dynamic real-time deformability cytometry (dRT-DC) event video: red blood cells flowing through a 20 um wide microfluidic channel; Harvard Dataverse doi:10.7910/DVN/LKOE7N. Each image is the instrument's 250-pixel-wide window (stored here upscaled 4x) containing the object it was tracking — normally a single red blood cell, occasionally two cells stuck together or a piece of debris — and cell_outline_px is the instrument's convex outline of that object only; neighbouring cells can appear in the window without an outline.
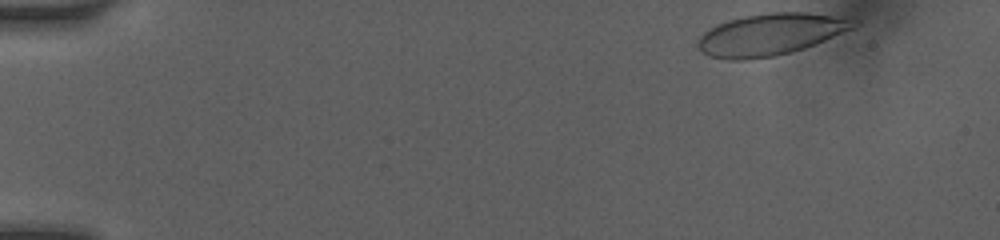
{"species": "human", "species_latin": "Homo sapiens", "temperature_condition": "room temperature", "stored_images_in_passage": 16, "camera_frame_rate_fps": 3000, "um_per_image_px": 0.085, "donor": {"sex": "female"}, "frame": {"image": 1, "passage_image": 1, "time_ms": 0.0, "image_size_px": [1000, 240], "cell_outline_px": [[860, 24], [856, 28], [804, 48], [772, 56], [744, 60], [728, 60], [708, 56], [696, 44], [700, 36], [704, 32], [716, 24], [728, 20], [744, 16], [772, 12], [804, 12], [860, 20]], "centroid_in_image_um": [65.5, 2.92], "position_along_channel_um": 19.5, "area_um2": 37.8}}
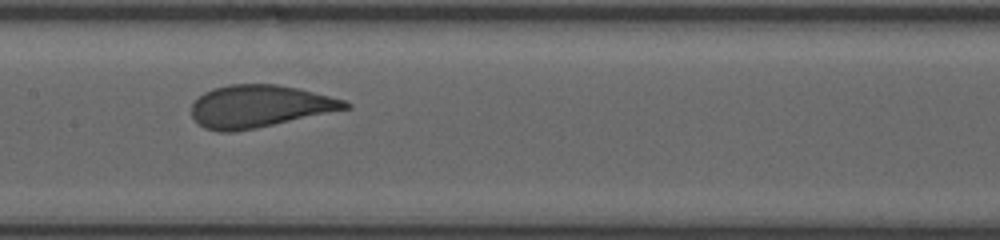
{"frame": {"image": 2, "passage_image": 10, "time_ms": 7.0, "image_size_px": [1000, 240], "cell_outline_px": [[352, 108], [256, 128], [236, 132], [220, 132], [204, 128], [192, 116], [192, 104], [204, 92], [212, 88], [228, 84], [276, 84], [296, 88], [344, 100], [352, 104]], "centroid_in_image_um": [22.05, 9.04], "position_along_channel_um": 185.4, "area_um2": 37.8}}
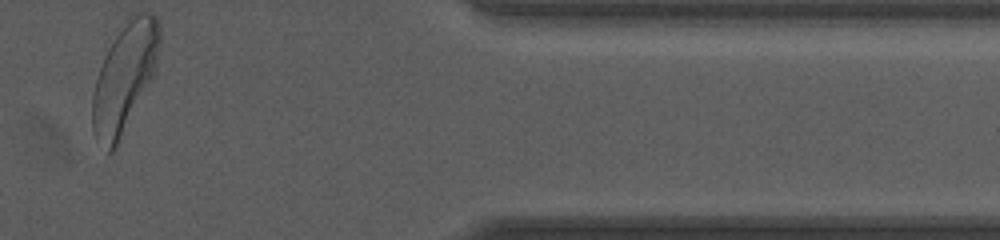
{"frame": {"image": 3, "passage_image": 16, "time_ms": 13.0, "image_size_px": [1000, 240], "cell_outline_px": [[160, 44], [156, 68], [152, 80], [116, 148], [112, 152], [108, 152], [96, 140], [92, 132], [92, 96], [96, 80], [104, 56], [108, 48], [128, 16], [140, 12], [152, 12], [160, 20]], "centroid_in_image_um": [10.6, 6.59], "position_along_channel_um": 400.8, "area_um2": 42.95}, "authors_computed_cell_mechanics": {"area_um2": 38.7549, "velocity_mm_per_s": 4.0867, "shape_relaxation_time_tau1_ms": 4.592, "shape_relaxation_time_tau2_ms": null, "deformation_change_tau1": 0.1581, "deformation_change_tau2": null}}